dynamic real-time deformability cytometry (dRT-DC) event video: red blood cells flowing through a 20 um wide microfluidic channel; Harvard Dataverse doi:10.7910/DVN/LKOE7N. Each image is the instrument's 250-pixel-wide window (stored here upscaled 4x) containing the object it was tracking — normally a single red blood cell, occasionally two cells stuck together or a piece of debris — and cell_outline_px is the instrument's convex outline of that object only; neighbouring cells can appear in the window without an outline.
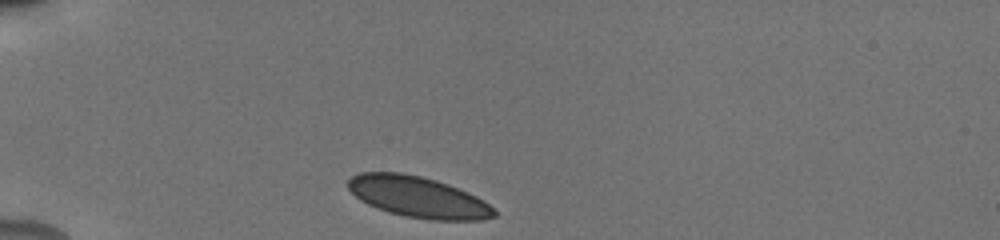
{"species": "human", "species_latin": "Homo sapiens", "temperature_condition": "cold", "stored_images_in_passage": 27, "camera_frame_rate_fps": 3000, "um_per_image_px": 0.085, "donor": {"sex": "male"}, "frame": {"image": 1, "passage_image": 1, "time_ms": 0.0, "image_size_px": [1000, 240], "cell_outline_px": [[496, 216], [480, 220], [432, 220], [404, 216], [388, 212], [376, 208], [360, 200], [344, 184], [352, 176], [360, 172], [400, 172], [420, 176], [436, 180], [448, 184], [468, 192], [484, 200], [496, 212]], "centroid_in_image_um": [35.51, 16.74], "position_along_channel_um": 49.5, "area_um2": 34.97}}
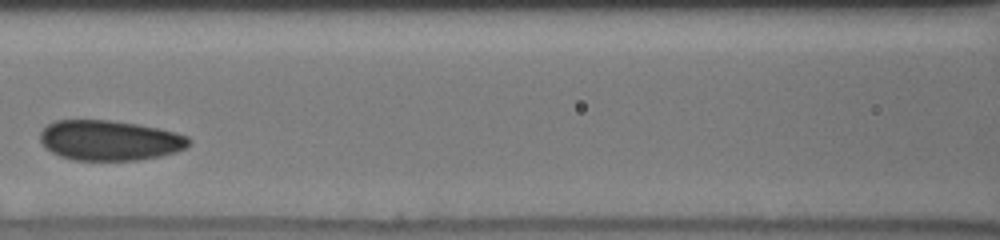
{"frame": {"image": 2, "passage_image": 10, "time_ms": 3.667, "image_size_px": [1000, 240], "cell_outline_px": [[192, 140], [184, 148], [176, 152], [160, 156], [136, 160], [72, 160], [60, 156], [52, 152], [40, 140], [40, 132], [48, 124], [56, 120], [108, 120], [136, 124], [160, 128], [176, 132], [188, 136]], "centroid_in_image_um": [9.33, 11.93], "position_along_channel_um": 157.3, "area_um2": 34.74}}
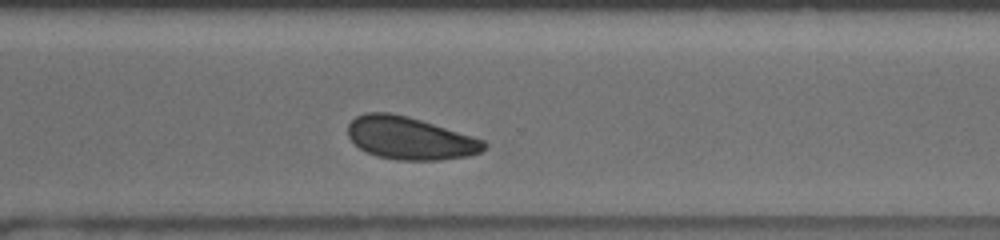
{"frame": {"image": 3, "passage_image": 20, "time_ms": 8.333, "image_size_px": [1000, 240], "cell_outline_px": [[488, 148], [480, 152], [468, 156], [440, 160], [396, 160], [376, 156], [360, 148], [348, 136], [348, 124], [356, 116], [368, 112], [388, 112], [408, 116], [472, 136], [484, 140], [488, 144]], "centroid_in_image_um": [34.86, 11.75], "position_along_channel_um": 335.7, "area_um2": 33.76}}